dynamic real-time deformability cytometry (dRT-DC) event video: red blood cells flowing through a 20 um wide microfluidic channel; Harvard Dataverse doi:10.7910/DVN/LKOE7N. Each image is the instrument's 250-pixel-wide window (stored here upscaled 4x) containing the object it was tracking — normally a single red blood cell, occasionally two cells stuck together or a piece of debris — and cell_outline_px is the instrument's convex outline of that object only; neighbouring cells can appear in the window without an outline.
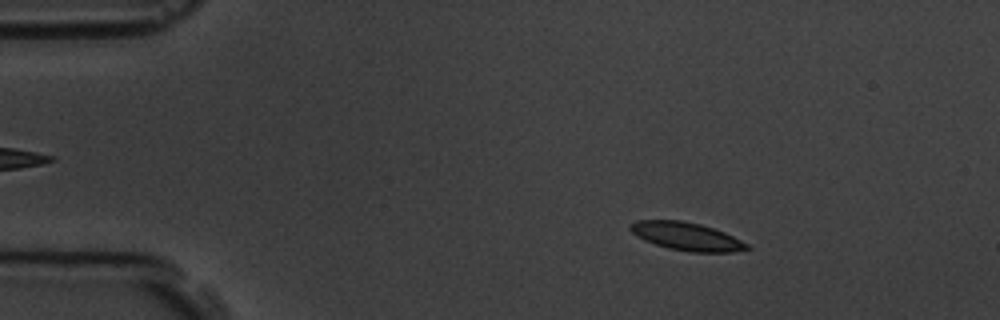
{"species": "common noctule bat (a hibernating species)", "species_latin": "Nyctalus noctula", "temperature_condition": "room temperature", "stored_images_in_passage": 5, "camera_frame_rate_fps": 3000, "um_per_image_px": 0.085, "animal": {"sex": "male", "body_mass_g": 19.5, "forearm_length_mm": 54.6}, "frame": {"image": 1, "passage_image": 2, "time_ms": 1.0, "image_size_px": [1000, 320], "cell_outline_px": [[752, 248], [732, 252], [692, 252], [668, 248], [644, 240], [636, 236], [628, 228], [636, 220], [680, 220], [700, 224], [724, 232], [748, 244]], "centroid_in_image_um": [58.35, 20.09], "position_along_channel_um": 26.6, "area_um2": 18.9}}
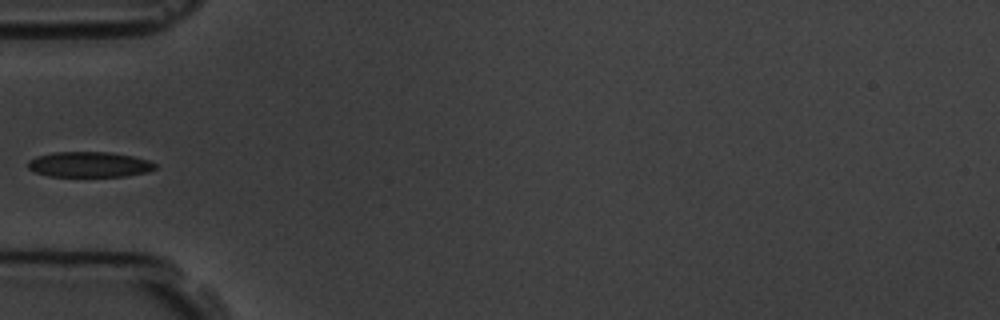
{"frame": {"image": 2, "passage_image": 5, "time_ms": 4.333, "image_size_px": [1000, 320], "cell_outline_px": [[156, 168], [148, 172], [128, 176], [48, 176], [36, 172], [28, 168], [28, 160], [36, 156], [52, 152], [108, 152], [132, 156], [148, 160], [156, 164]], "centroid_in_image_um": [7.58, 13.98], "position_along_channel_um": 77.4, "area_um2": 18.84}}